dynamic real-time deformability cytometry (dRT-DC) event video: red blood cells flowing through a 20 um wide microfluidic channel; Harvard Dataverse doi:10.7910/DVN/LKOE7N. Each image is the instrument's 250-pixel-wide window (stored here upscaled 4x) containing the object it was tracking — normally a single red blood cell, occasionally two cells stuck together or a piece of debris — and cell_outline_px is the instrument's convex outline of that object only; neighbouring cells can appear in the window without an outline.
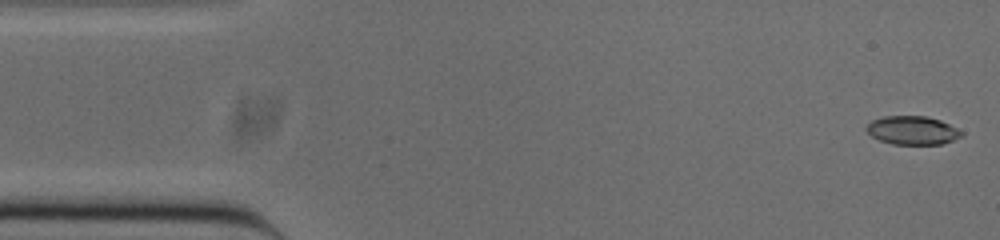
{"species": "common noctule bat (a hibernating species)", "species_latin": "Nyctalus noctula", "temperature_condition": "cold", "stored_images_in_passage": 51, "camera_frame_rate_fps": 3000, "um_per_image_px": 0.085, "animal": {"sex": "male", "body_mass_g": 20.0, "forearm_length_mm": 53.3}, "frame": {"image": 1, "passage_image": 1, "time_ms": 0.0, "image_size_px": [1000, 240], "cell_outline_px": [[964, 136], [940, 144], [892, 144], [880, 140], [872, 136], [864, 128], [872, 120], [884, 116], [924, 116], [940, 120], [964, 132]], "centroid_in_image_um": [77.55, 11.08], "position_along_channel_um": 7.4, "area_um2": 15.72}}
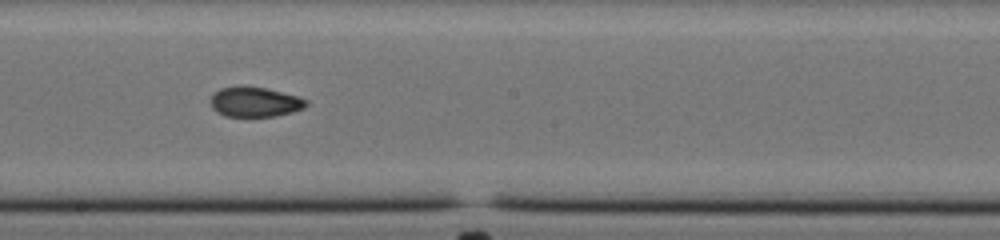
{"frame": {"image": 2, "passage_image": 27, "time_ms": 8.667, "image_size_px": [1000, 240], "cell_outline_px": [[308, 104], [304, 108], [292, 112], [276, 116], [224, 116], [216, 112], [212, 108], [208, 100], [212, 92], [220, 88], [268, 88], [296, 96], [308, 100]], "centroid_in_image_um": [21.63, 8.69], "position_along_channel_um": 226.6, "area_um2": 16.53}}
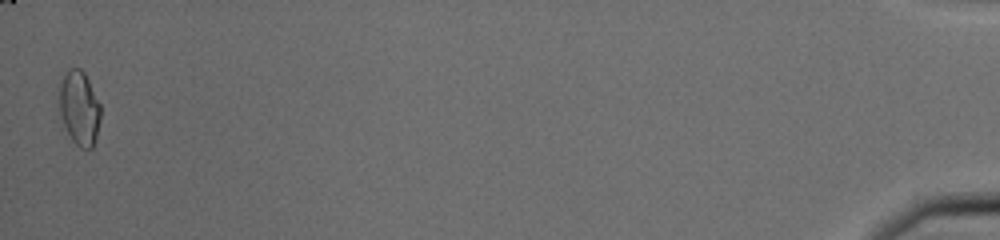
{"frame": {"image": 3, "passage_image": 51, "time_ms": 16.667, "image_size_px": [1000, 240], "cell_outline_px": [[100, 120], [96, 136], [92, 148], [80, 148], [72, 140], [60, 116], [60, 84], [68, 68], [80, 68], [84, 72], [100, 104]], "centroid_in_image_um": [6.75, 9.18], "position_along_channel_um": 428.4, "area_um2": 17.57}, "authors_computed_cell_mechanics": {"area_um2": 16.8198, "velocity_mm_per_s": 3.857, "shape_relaxation_time_tau1_ms": null, "shape_relaxation_time_tau2_ms": 4.1487, "deformation_change_tau1": null, "deformation_change_tau2": 0.0847}}